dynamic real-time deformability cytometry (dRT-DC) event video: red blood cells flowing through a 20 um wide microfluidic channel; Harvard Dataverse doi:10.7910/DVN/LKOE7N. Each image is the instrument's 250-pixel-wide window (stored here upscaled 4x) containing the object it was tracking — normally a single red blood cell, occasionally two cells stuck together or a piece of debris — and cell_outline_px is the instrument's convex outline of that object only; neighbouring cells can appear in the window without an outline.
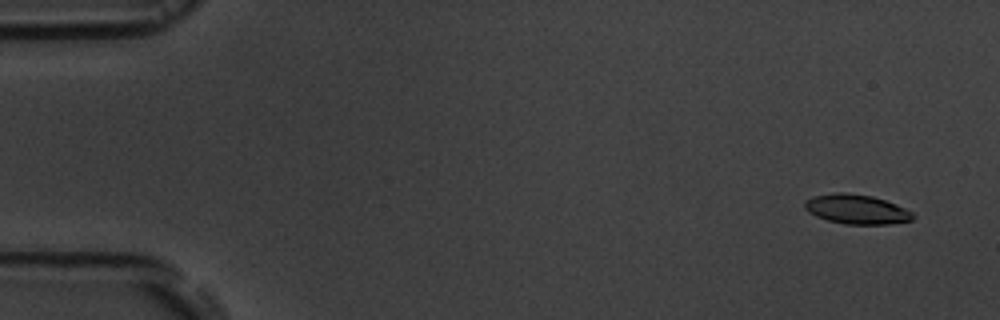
{"species": "common noctule bat (a hibernating species)", "species_latin": "Nyctalus noctula", "temperature_condition": "room temperature", "stored_images_in_passage": 4, "camera_frame_rate_fps": 3000, "um_per_image_px": 0.085, "animal": {"sex": "male", "body_mass_g": 19.5, "forearm_length_mm": 54.6}, "frame": {"image": 1, "passage_image": 1, "time_ms": 0.0, "image_size_px": [1000, 320], "cell_outline_px": [[912, 220], [888, 224], [844, 224], [828, 220], [816, 216], [808, 212], [804, 208], [804, 200], [812, 196], [836, 192], [844, 192], [872, 196], [896, 204], [912, 212]], "centroid_in_image_um": [72.75, 17.78], "position_along_channel_um": 12.3, "area_um2": 18.55}}
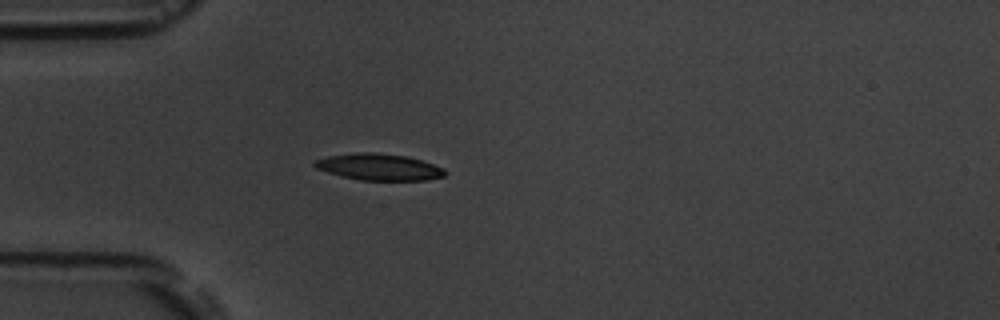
{"frame": {"image": 2, "passage_image": 4, "time_ms": 4.333, "image_size_px": [1000, 320], "cell_outline_px": [[448, 172], [444, 176], [428, 180], [360, 180], [328, 172], [316, 168], [312, 164], [316, 160], [328, 156], [356, 152], [376, 152], [404, 156], [420, 160], [444, 168]], "centroid_in_image_um": [32.23, 14.19], "position_along_channel_um": 52.8, "area_um2": 20.0}}